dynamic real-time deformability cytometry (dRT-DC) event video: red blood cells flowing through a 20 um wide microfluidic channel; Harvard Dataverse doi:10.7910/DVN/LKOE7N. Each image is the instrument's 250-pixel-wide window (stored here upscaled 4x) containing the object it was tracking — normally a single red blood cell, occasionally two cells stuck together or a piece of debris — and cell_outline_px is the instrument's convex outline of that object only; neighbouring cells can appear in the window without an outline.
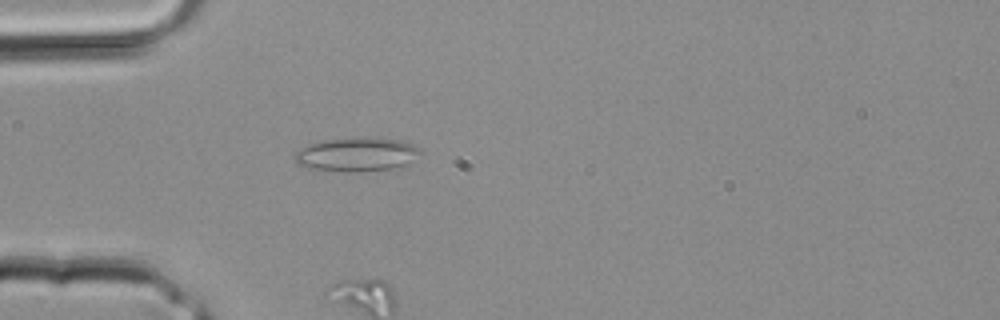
{"species": "common noctule bat (a hibernating species)", "species_latin": "Nyctalus noctula", "temperature_condition": "room temperature", "stored_images_in_passage": 2, "camera_frame_rate_fps": 3000, "um_per_image_px": 0.085, "animal": {"sex": "male", "body_mass_g": 20.4}, "frame": {"image": 1, "passage_image": 2, "time_ms": 0.333, "image_size_px": [1000, 320], "cell_outline_px": [[420, 152], [404, 164], [396, 168], [356, 172], [340, 172], [308, 168], [296, 164], [292, 156], [300, 148], [308, 144], [320, 140], [368, 136], [400, 140], [416, 144], [420, 148]], "centroid_in_image_um": [30.25, 13.11], "position_along_channel_um": 54.8, "area_um2": 25.26}}